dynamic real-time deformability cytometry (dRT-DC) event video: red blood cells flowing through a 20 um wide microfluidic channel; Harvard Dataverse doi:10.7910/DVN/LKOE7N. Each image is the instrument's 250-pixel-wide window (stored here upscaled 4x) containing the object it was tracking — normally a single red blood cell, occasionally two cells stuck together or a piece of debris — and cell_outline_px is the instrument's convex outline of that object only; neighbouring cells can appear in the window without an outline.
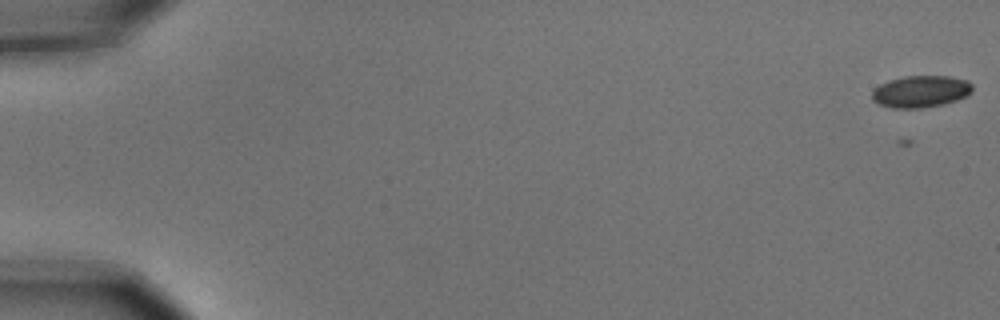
{"species": "common noctule bat (a hibernating species)", "species_latin": "Nyctalus noctula", "temperature_condition": "cold", "stored_images_in_passage": 6, "camera_frame_rate_fps": 3000, "um_per_image_px": 0.085, "animal": {"sex": "male", "body_mass_g": 15.6}, "frame": {"image": 1, "passage_image": 2, "time_ms": 0.333, "image_size_px": [1000, 320], "cell_outline_px": [[972, 92], [968, 96], [944, 104], [924, 108], [892, 108], [880, 104], [872, 100], [872, 88], [888, 80], [904, 76], [948, 76], [968, 80], [972, 84]], "centroid_in_image_um": [78.26, 7.77], "position_along_channel_um": 6.7, "area_um2": 18.9}}
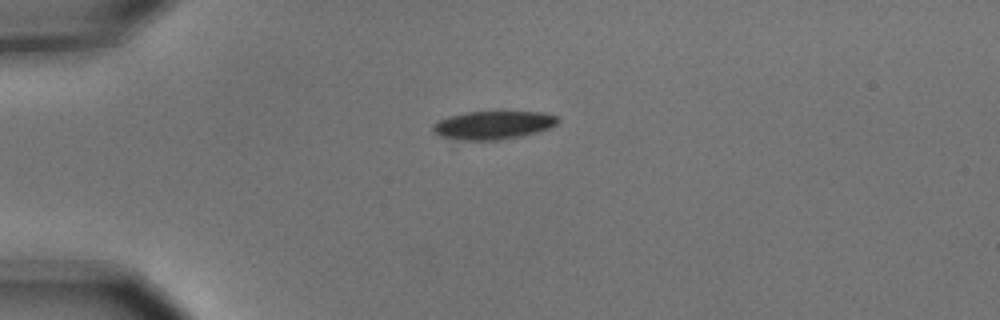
{"frame": {"image": 2, "passage_image": 5, "time_ms": 1.333, "image_size_px": [1000, 320], "cell_outline_px": [[560, 120], [556, 124], [548, 128], [536, 132], [520, 136], [500, 140], [460, 140], [440, 136], [432, 132], [432, 124], [440, 120], [452, 116], [468, 112], [544, 112], [560, 116]], "centroid_in_image_um": [41.94, 10.64], "position_along_channel_um": 43.1, "area_um2": 20.52}}